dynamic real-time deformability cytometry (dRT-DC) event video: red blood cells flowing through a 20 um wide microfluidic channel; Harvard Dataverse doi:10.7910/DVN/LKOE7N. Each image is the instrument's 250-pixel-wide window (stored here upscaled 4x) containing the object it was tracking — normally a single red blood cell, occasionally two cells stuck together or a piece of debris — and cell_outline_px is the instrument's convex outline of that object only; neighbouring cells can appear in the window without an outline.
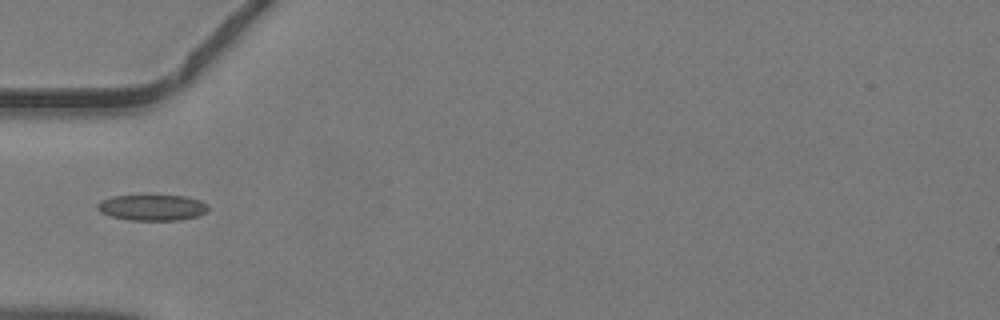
{"species": "common noctule bat (a hibernating species)", "species_latin": "Nyctalus noctula", "temperature_condition": "warm", "stored_images_in_passage": 31, "camera_frame_rate_fps": 3000, "um_per_image_px": 0.085, "animal": {"sex": "male", "body_mass_g": 19.2, "forearm_length_mm": 51.8}, "frame": {"image": 1, "passage_image": 1, "time_ms": 0.0, "image_size_px": [1000, 320], "cell_outline_px": [[208, 212], [196, 216], [180, 220], [128, 220], [112, 216], [100, 212], [96, 208], [96, 204], [100, 200], [112, 196], [148, 192], [184, 196], [200, 200], [208, 204]], "centroid_in_image_um": [12.91, 17.58], "position_along_channel_um": 72.1, "area_um2": 17.74}}
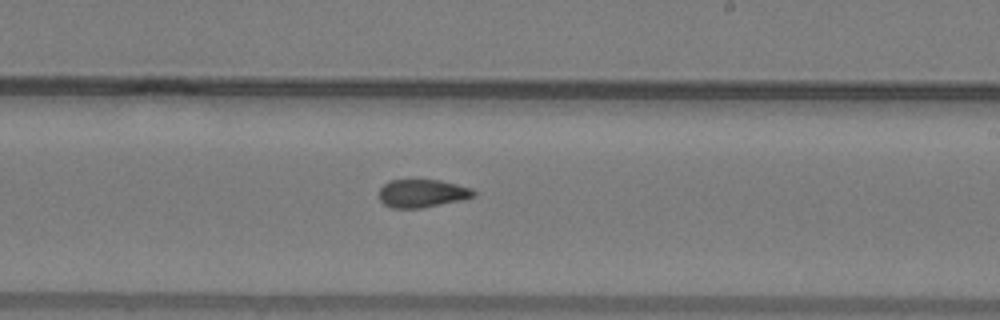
{"frame": {"image": 2, "passage_image": 13, "time_ms": 4.0, "image_size_px": [1000, 320], "cell_outline_px": [[476, 196], [464, 200], [420, 208], [392, 208], [384, 204], [380, 200], [380, 188], [388, 180], [440, 180], [472, 188], [476, 192]], "centroid_in_image_um": [35.92, 16.44], "position_along_channel_um": 253.1, "area_um2": 15.55}}
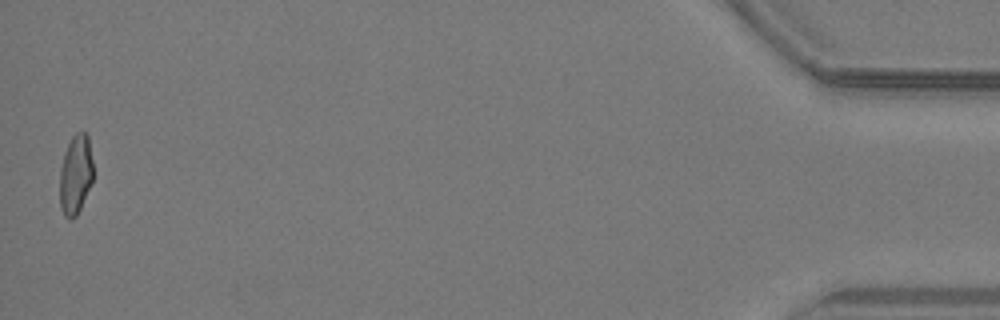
{"frame": {"image": 3, "passage_image": 31, "time_ms": 10.0, "image_size_px": [1000, 320], "cell_outline_px": [[92, 180], [80, 208], [76, 216], [72, 220], [64, 216], [60, 208], [60, 168], [64, 152], [72, 136], [76, 132], [84, 132], [88, 136], [92, 160]], "centroid_in_image_um": [6.4, 14.84], "position_along_channel_um": 428.8, "area_um2": 15.37}}